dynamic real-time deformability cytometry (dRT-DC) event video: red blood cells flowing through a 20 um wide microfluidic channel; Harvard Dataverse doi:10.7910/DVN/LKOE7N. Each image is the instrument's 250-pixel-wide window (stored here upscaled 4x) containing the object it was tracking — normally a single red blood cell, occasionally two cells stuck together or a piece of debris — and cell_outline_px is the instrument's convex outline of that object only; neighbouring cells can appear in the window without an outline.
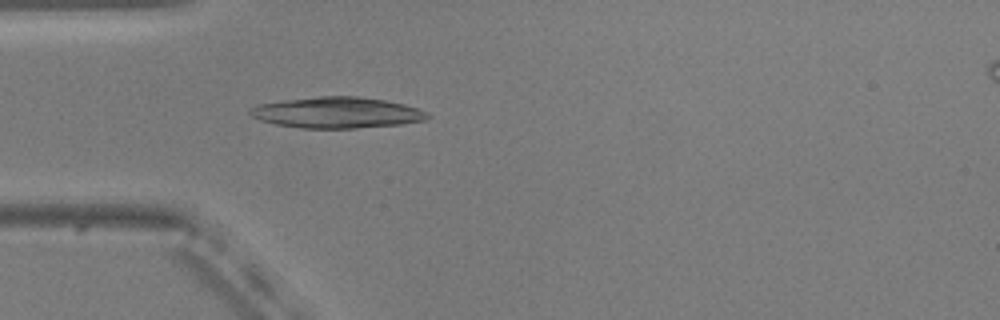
{"species": "common noctule bat (a hibernating species)", "species_latin": "Nyctalus noctula", "temperature_condition": "warm", "stored_images_in_passage": 53, "camera_frame_rate_fps": 3000, "um_per_image_px": 0.085, "animal": {"sex": "male", "body_mass_g": 20.5, "forearm_length_mm": 52.5}, "frame": {"image": 1, "passage_image": 15, "time_ms": 4.667, "image_size_px": [1000, 320], "cell_outline_px": [[432, 116], [424, 120], [400, 124], [356, 128], [300, 128], [276, 124], [260, 120], [252, 116], [248, 112], [252, 108], [260, 104], [284, 100], [320, 96], [360, 96], [384, 100], [404, 104], [428, 112]], "centroid_in_image_um": [28.66, 9.57], "position_along_channel_um": 56.3, "area_um2": 31.91}}
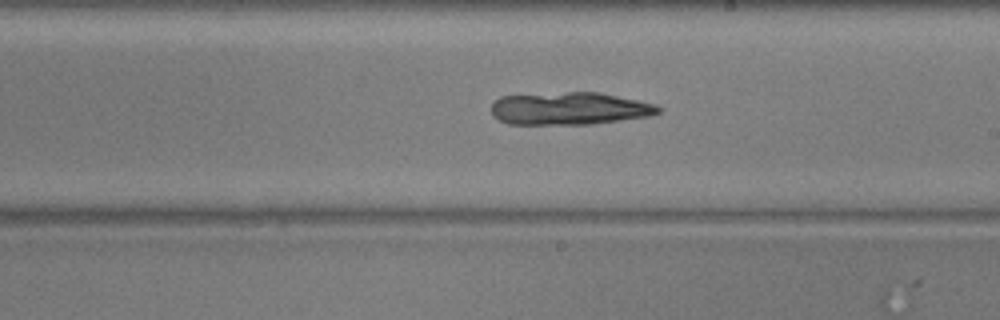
{"frame": {"image": 2, "passage_image": 30, "time_ms": 9.667, "image_size_px": [1000, 320], "cell_outline_px": [[664, 108], [660, 112], [652, 116], [588, 124], [508, 124], [492, 116], [492, 104], [500, 96], [568, 92], [600, 92], [640, 100], [656, 104]], "centroid_in_image_um": [48.46, 9.22], "position_along_channel_um": 240.5, "area_um2": 31.91}}
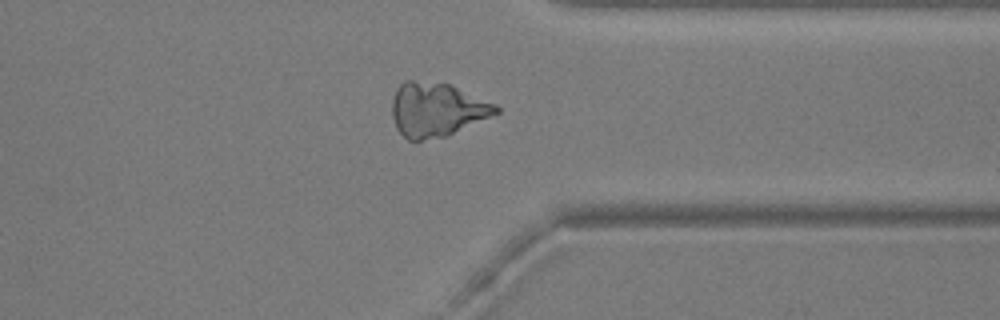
{"frame": {"image": 3, "passage_image": 41, "time_ms": 13.333, "image_size_px": [1000, 320], "cell_outline_px": [[500, 112], [444, 136], [420, 140], [408, 140], [396, 128], [392, 116], [392, 100], [396, 88], [404, 80], [412, 80], [448, 84], [496, 104], [500, 108]], "centroid_in_image_um": [37.08, 9.3], "position_along_channel_um": 374.3, "area_um2": 32.19}}